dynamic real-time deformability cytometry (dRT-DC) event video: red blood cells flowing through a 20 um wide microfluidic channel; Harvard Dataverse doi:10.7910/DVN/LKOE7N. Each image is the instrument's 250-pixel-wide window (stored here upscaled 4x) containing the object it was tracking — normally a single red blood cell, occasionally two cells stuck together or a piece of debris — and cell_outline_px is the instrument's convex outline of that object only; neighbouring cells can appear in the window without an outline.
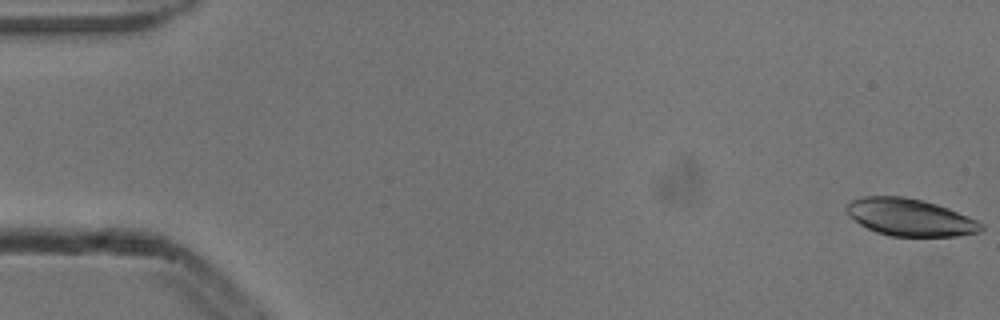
{"species": "common noctule bat (a hibernating species)", "species_latin": "Nyctalus noctula", "temperature_condition": "cold", "stored_images_in_passage": 2, "camera_frame_rate_fps": 3000, "um_per_image_px": 0.085, "animal": {"sex": "male", "body_mass_g": 13.3}, "frame": {"image": 1, "passage_image": 2, "time_ms": 0.333, "image_size_px": [1000, 320], "cell_outline_px": [[984, 228], [980, 232], [956, 236], [892, 236], [876, 232], [860, 224], [844, 208], [852, 200], [864, 196], [904, 196], [924, 200], [948, 208], [968, 216], [984, 224]], "centroid_in_image_um": [77.38, 18.47], "position_along_channel_um": 7.6, "area_um2": 29.07}}